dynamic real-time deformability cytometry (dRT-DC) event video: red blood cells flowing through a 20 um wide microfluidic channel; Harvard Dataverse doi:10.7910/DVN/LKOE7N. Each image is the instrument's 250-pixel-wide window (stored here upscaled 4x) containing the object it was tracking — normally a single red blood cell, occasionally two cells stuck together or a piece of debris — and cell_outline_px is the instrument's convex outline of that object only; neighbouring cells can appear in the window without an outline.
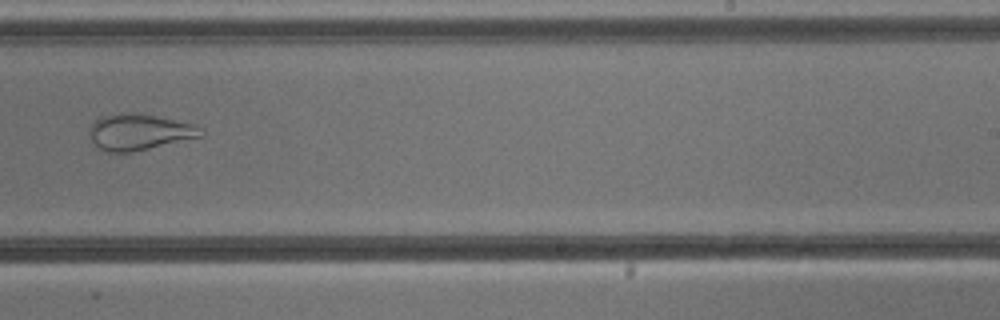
{"species": "common noctule bat (a hibernating species)", "species_latin": "Nyctalus noctula", "temperature_condition": "cold", "stored_images_in_passage": 6, "camera_frame_rate_fps": 3000, "um_per_image_px": 0.085, "animal": {"sex": "male", "body_mass_g": 13.3}, "frame": {"image": 1, "passage_image": 6, "time_ms": 5.667, "image_size_px": [1000, 320], "cell_outline_px": [[204, 136], [132, 152], [108, 152], [100, 148], [92, 140], [88, 132], [88, 128], [100, 116], [120, 112], [136, 112], [156, 116], [192, 124], [204, 128]], "centroid_in_image_um": [11.84, 11.2], "position_along_channel_um": 277.2, "area_um2": 23.58}}